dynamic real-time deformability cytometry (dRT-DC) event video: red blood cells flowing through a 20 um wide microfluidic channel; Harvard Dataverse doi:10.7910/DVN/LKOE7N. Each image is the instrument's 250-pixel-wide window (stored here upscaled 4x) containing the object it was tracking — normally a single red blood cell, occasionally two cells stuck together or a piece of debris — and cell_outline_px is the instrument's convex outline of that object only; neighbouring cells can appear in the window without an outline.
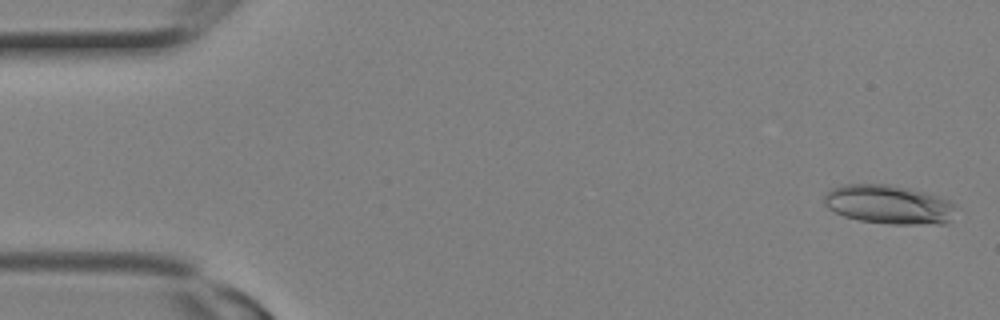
{"species": "Egyptian fruit bat (a non-hibernating species)", "species_latin": "Rousettus aegyptiacus", "temperature_condition": "room temperature", "stored_images_in_passage": 11, "camera_frame_rate_fps": 3000, "um_per_image_px": 0.085, "animal": {"sex": "female"}, "frame": {"image": 1, "passage_image": 1, "time_ms": 0.0, "image_size_px": [1000, 320], "cell_outline_px": [[956, 204], [948, 224], [892, 224], [860, 220], [844, 216], [828, 208], [824, 204], [824, 196], [832, 188], [844, 184], [888, 184], [908, 188], [924, 192], [948, 200]], "centroid_in_image_um": [75.54, 17.38], "position_along_channel_um": 9.5, "area_um2": 29.77}}
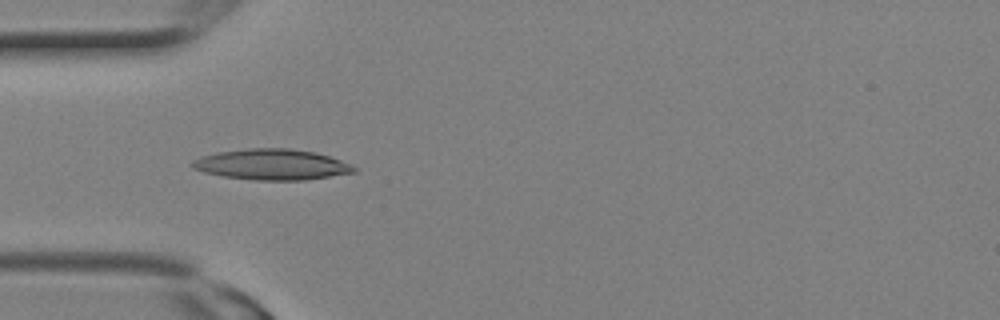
{"frame": {"image": 2, "passage_image": 8, "time_ms": 2.333, "image_size_px": [1000, 320], "cell_outline_px": [[356, 172], [304, 180], [252, 180], [224, 176], [204, 172], [192, 168], [188, 164], [192, 160], [200, 156], [216, 152], [248, 148], [292, 148], [316, 152], [352, 164], [356, 168]], "centroid_in_image_um": [23.07, 13.97], "position_along_channel_um": 61.9, "area_um2": 29.19}}
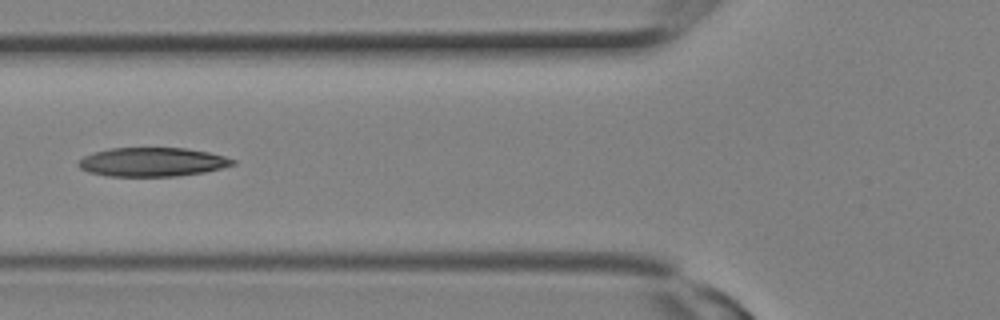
{"frame": {"image": 3, "passage_image": 10, "time_ms": 3.0, "image_size_px": [1000, 320], "cell_outline_px": [[236, 164], [204, 172], [176, 176], [108, 176], [88, 172], [80, 168], [76, 164], [84, 156], [108, 148], [184, 148], [208, 152], [224, 156], [236, 160]], "centroid_in_image_um": [12.94, 13.77], "position_along_channel_um": 112.9, "area_um2": 25.89}}